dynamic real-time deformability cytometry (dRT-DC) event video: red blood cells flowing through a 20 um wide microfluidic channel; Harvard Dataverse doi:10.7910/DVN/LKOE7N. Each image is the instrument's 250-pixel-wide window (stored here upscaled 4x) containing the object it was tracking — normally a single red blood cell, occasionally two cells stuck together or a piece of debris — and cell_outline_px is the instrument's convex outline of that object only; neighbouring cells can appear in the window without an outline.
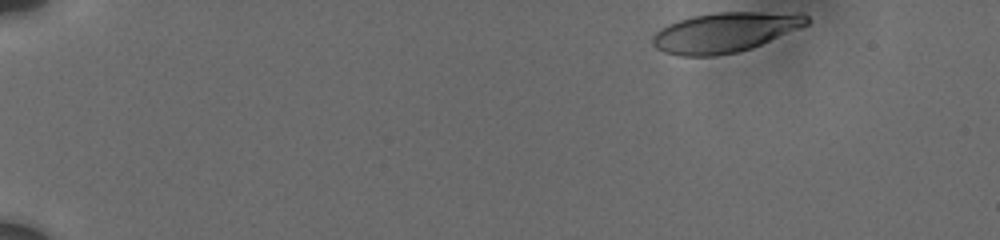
{"species": "human", "species_latin": "Homo sapiens", "temperature_condition": "cold", "stored_images_in_passage": 47, "camera_frame_rate_fps": 3000, "um_per_image_px": 0.085, "donor": {"sex": "male"}, "frame": {"image": 1, "passage_image": 1, "time_ms": 0.0, "image_size_px": [1000, 240], "cell_outline_px": [[808, 24], [752, 48], [736, 52], [716, 56], [680, 56], [664, 52], [656, 48], [652, 44], [652, 36], [660, 28], [668, 24], [692, 16], [720, 12], [800, 12], [808, 16]], "centroid_in_image_um": [61.61, 2.74], "position_along_channel_um": 23.4, "area_um2": 35.78}}
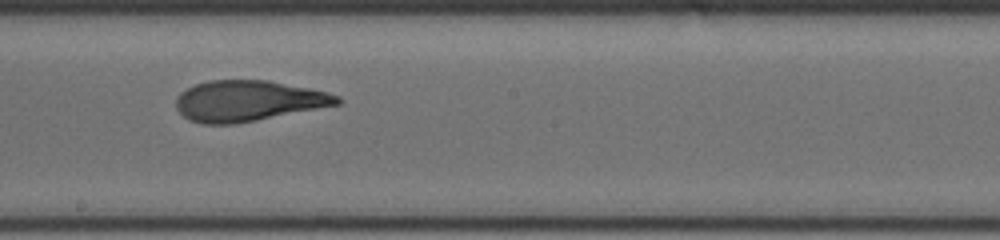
{"frame": {"image": 2, "passage_image": 26, "time_ms": 9.0, "image_size_px": [1000, 240], "cell_outline_px": [[344, 100], [340, 104], [256, 120], [232, 124], [204, 124], [188, 120], [176, 108], [176, 100], [180, 92], [196, 84], [208, 80], [268, 80], [328, 92], [340, 96]], "centroid_in_image_um": [21.1, 8.57], "position_along_channel_um": 227.1, "area_um2": 38.15}}
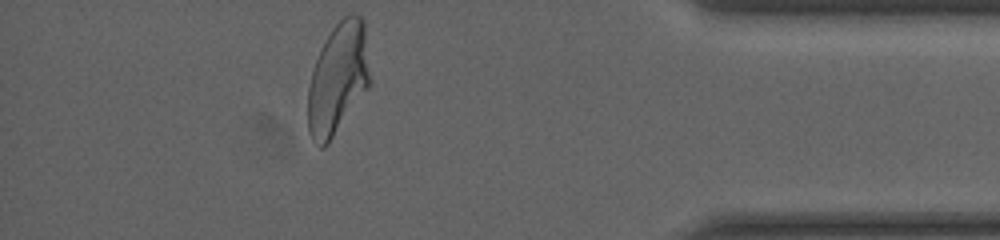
{"frame": {"image": 3, "passage_image": 45, "time_ms": 14.667, "image_size_px": [1000, 240], "cell_outline_px": [[372, 80], [368, 88], [328, 144], [324, 148], [320, 148], [312, 140], [308, 132], [308, 88], [312, 72], [320, 48], [332, 28], [344, 16], [352, 12], [360, 16], [364, 20]], "centroid_in_image_um": [28.75, 6.67], "position_along_channel_um": 406.5, "area_um2": 40.69}, "authors_computed_cell_mechanics": {"area_um2": 37.859, "velocity_mm_per_s": 3.705, "shape_relaxation_time_tau1_ms": 4.6547, "shape_relaxation_time_tau2_ms": 0.9786, "deformation_change_tau1": 0.16, "deformation_change_tau2": 0.0606}}